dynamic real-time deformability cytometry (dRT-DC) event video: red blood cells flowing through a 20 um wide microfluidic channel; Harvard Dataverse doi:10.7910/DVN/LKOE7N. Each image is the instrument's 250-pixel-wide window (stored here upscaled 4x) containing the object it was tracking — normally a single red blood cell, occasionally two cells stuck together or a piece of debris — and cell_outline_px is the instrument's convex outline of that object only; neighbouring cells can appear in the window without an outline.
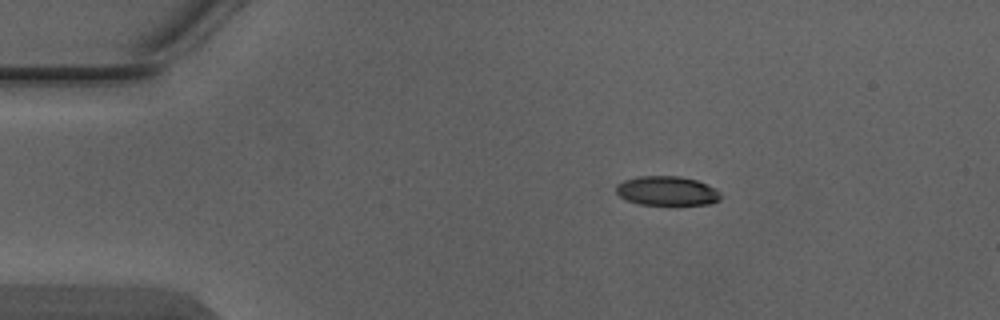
{"species": "Egyptian fruit bat (a non-hibernating species)", "species_latin": "Rousettus aegyptiacus", "temperature_condition": "warm", "stored_images_in_passage": 3, "camera_frame_rate_fps": 3000, "um_per_image_px": 0.085, "animal": {"sex": "male"}, "frame": {"image": 1, "passage_image": 1, "time_ms": 0.0, "image_size_px": [1000, 320], "cell_outline_px": [[720, 200], [708, 204], [640, 204], [624, 200], [616, 192], [616, 184], [624, 180], [640, 176], [680, 176], [696, 180], [708, 184], [716, 188], [720, 192]], "centroid_in_image_um": [56.68, 16.22], "position_along_channel_um": 28.3, "area_um2": 17.86}}